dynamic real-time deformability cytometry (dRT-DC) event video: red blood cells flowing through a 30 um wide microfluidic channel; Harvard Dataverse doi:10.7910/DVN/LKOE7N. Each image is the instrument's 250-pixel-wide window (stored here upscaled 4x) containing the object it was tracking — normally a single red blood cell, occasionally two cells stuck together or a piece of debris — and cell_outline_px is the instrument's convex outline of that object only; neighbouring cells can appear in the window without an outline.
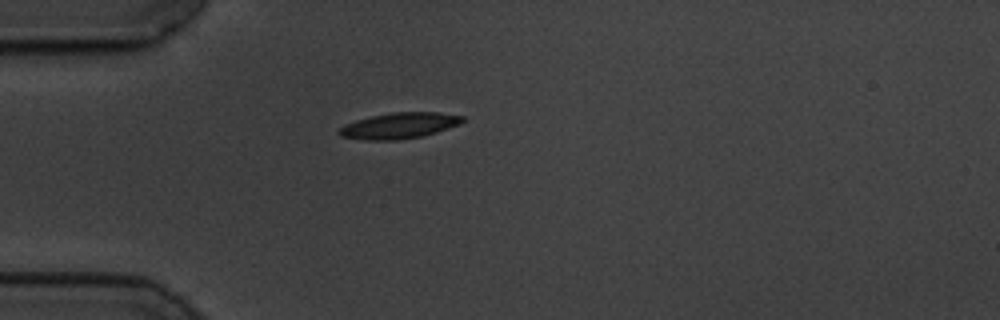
{"species": "common noctule bat (a hibernating species)", "species_latin": "Nyctalus noctula", "temperature_condition": "cold", "stored_images_in_passage": 43, "camera_frame_rate_fps": 3000, "um_per_image_px": 0.085, "animal": {"sex": "male", "body_mass_g": 19.5, "forearm_length_mm": 54.6}, "frame": {"image": 1, "passage_image": 1, "time_ms": 0.0, "image_size_px": [1000, 320], "cell_outline_px": [[464, 120], [460, 124], [436, 132], [420, 136], [400, 140], [364, 140], [340, 136], [336, 132], [340, 128], [356, 120], [372, 116], [392, 112], [436, 112], [464, 116]], "centroid_in_image_um": [33.93, 10.68], "position_along_channel_um": 51.1, "area_um2": 18.5}}
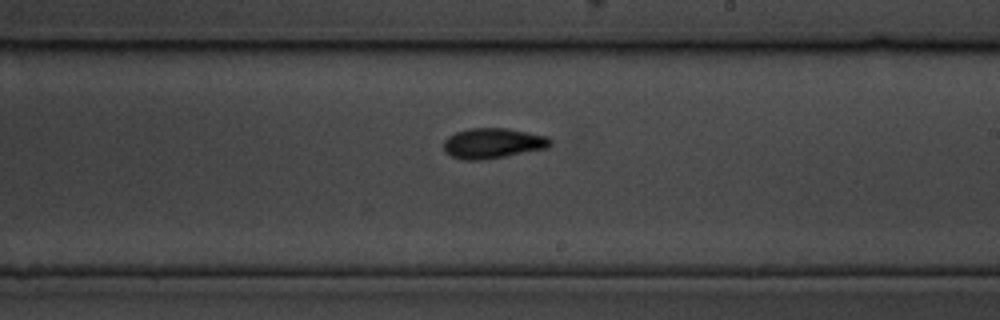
{"frame": {"image": 2, "passage_image": 19, "time_ms": 6.0, "image_size_px": [1000, 320], "cell_outline_px": [[552, 144], [548, 148], [504, 156], [480, 160], [464, 160], [452, 156], [444, 152], [444, 140], [448, 136], [456, 132], [468, 128], [504, 128], [548, 136], [552, 140]], "centroid_in_image_um": [41.88, 12.17], "position_along_channel_um": 247.1, "area_um2": 18.79}}
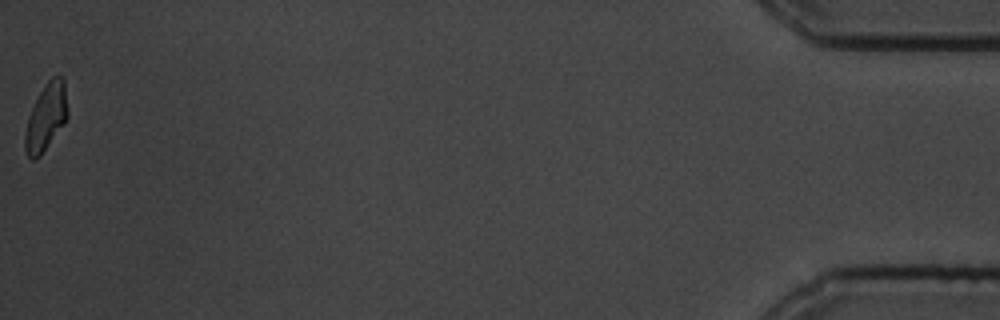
{"frame": {"image": 3, "passage_image": 43, "time_ms": 14.0, "image_size_px": [1000, 320], "cell_outline_px": [[68, 116], [64, 124], [40, 156], [36, 160], [32, 160], [28, 156], [24, 148], [24, 136], [28, 116], [40, 92], [48, 80], [52, 76], [60, 76], [64, 80], [68, 112]], "centroid_in_image_um": [3.91, 9.98], "position_along_channel_um": 431.3, "area_um2": 16.59}, "authors_computed_cell_mechanics": {"area_um2": 17.6868, "velocity_mm_per_s": 3.4728, "shape_relaxation_time_tau1_ms": 3.2407, "shape_relaxation_time_tau2_ms": 3.2636, "deformation_change_tau1": 0.1371, "deformation_change_tau2": 0.099}}